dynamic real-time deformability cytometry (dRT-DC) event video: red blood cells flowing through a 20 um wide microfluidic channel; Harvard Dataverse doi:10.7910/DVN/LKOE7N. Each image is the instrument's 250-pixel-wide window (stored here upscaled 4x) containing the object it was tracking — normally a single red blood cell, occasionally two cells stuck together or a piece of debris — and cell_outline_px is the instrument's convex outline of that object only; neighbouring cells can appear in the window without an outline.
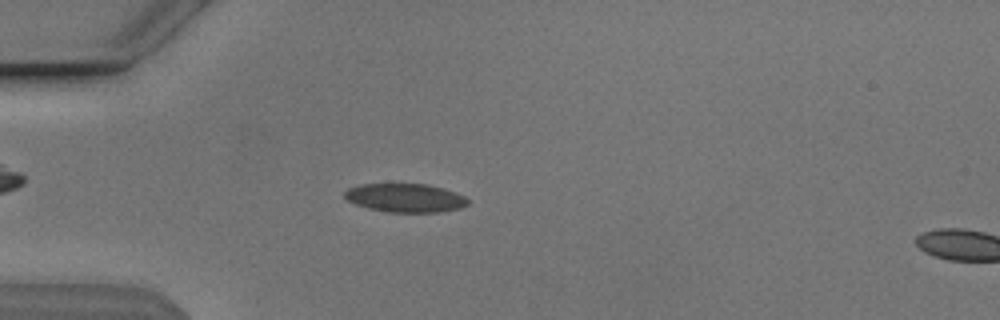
{"species": "Egyptian fruit bat (a non-hibernating species)", "species_latin": "Rousettus aegyptiacus", "temperature_condition": "cold", "stored_images_in_passage": 53, "camera_frame_rate_fps": 3000, "um_per_image_px": 0.085, "animal": {"sex": "male"}, "frame": {"image": 1, "passage_image": 15, "time_ms": 4.667, "image_size_px": [1000, 320], "cell_outline_px": [[468, 204], [460, 208], [440, 212], [388, 212], [368, 208], [356, 204], [348, 200], [344, 196], [344, 192], [348, 188], [360, 184], [428, 184], [464, 196], [468, 200]], "centroid_in_image_um": [34.42, 16.82], "position_along_channel_um": 50.6, "area_um2": 20.35}}
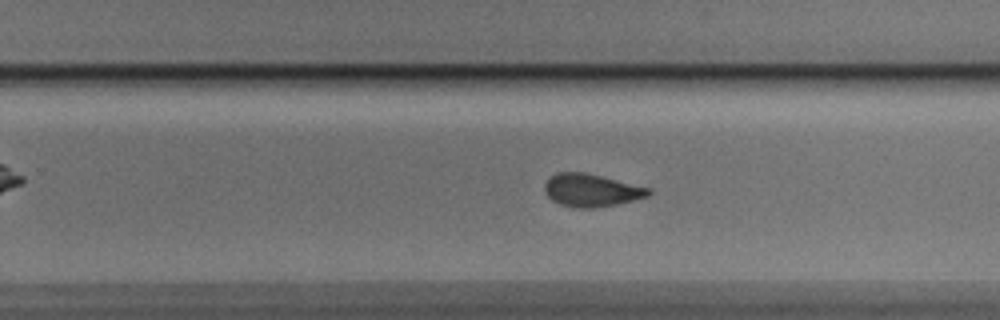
{"frame": {"image": 2, "passage_image": 34, "time_ms": 11.0, "image_size_px": [1000, 320], "cell_outline_px": [[652, 192], [648, 196], [616, 204], [596, 208], [580, 208], [560, 204], [552, 200], [544, 192], [544, 184], [556, 172], [584, 172], [652, 188]], "centroid_in_image_um": [50.27, 16.17], "position_along_channel_um": 279.5, "area_um2": 19.77}}
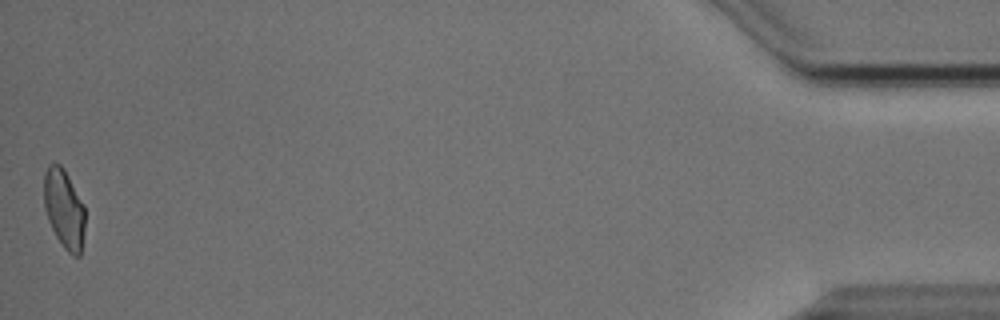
{"frame": {"image": 3, "passage_image": 53, "time_ms": 17.333, "image_size_px": [1000, 320], "cell_outline_px": [[84, 232], [80, 256], [72, 256], [64, 248], [56, 236], [48, 220], [44, 208], [44, 172], [48, 164], [60, 164], [64, 168], [84, 204]], "centroid_in_image_um": [5.44, 17.74], "position_along_channel_um": 429.8, "area_um2": 19.02}, "authors_computed_cell_mechanics": {"area_um2": 20.3456, "velocity_mm_per_s": 3.8407, "shape_relaxation_time_tau1_ms": 4.4233, "shape_relaxation_time_tau2_ms": 0.3938, "deformation_change_tau1": 0.1263, "deformation_change_tau2": 0.042}}